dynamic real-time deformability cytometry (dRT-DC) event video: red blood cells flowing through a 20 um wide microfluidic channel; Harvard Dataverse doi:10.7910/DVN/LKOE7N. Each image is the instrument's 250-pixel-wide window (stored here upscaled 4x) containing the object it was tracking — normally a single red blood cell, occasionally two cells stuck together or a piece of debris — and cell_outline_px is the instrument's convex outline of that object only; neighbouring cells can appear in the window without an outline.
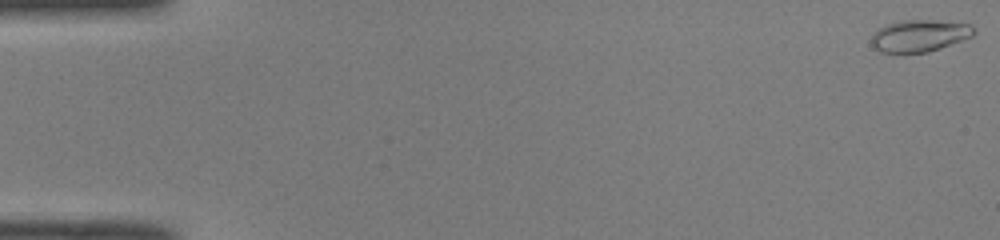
{"species": "common noctule bat (a hibernating species)", "species_latin": "Nyctalus noctula", "temperature_condition": "room temperature", "stored_images_in_passage": 50, "camera_frame_rate_fps": 3000, "um_per_image_px": 0.085, "animal": {"sex": "male", "body_mass_g": 19.0, "forearm_length_mm": 50.8}, "frame": {"image": 1, "passage_image": 1, "time_ms": 0.0, "image_size_px": [1000, 240], "cell_outline_px": [[976, 32], [972, 36], [940, 48], [928, 52], [880, 52], [872, 48], [872, 36], [880, 28], [888, 24], [904, 20], [932, 20], [968, 24]], "centroid_in_image_um": [78.14, 3.04], "position_along_channel_um": 6.9, "area_um2": 18.67}}
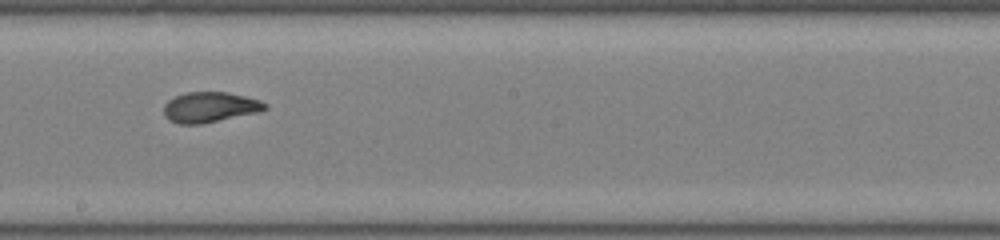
{"frame": {"image": 2, "passage_image": 29, "time_ms": 9.333, "image_size_px": [1000, 240], "cell_outline_px": [[268, 108], [256, 112], [200, 124], [176, 124], [168, 120], [164, 116], [164, 104], [168, 100], [176, 96], [188, 92], [228, 92], [260, 100], [268, 104]], "centroid_in_image_um": [17.8, 9.11], "position_along_channel_um": 230.4, "area_um2": 17.8}}
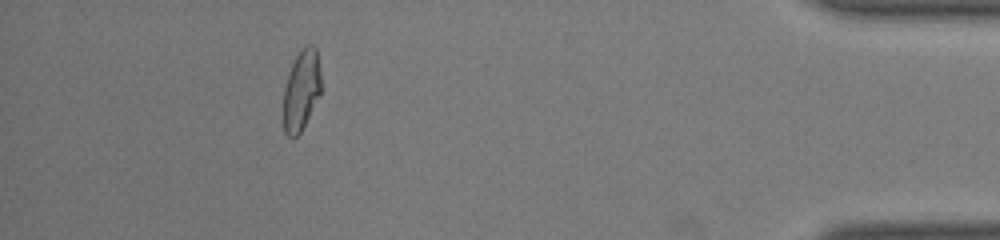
{"frame": {"image": 3, "passage_image": 46, "time_ms": 15.0, "image_size_px": [1000, 240], "cell_outline_px": [[320, 92], [300, 132], [292, 140], [284, 132], [284, 88], [288, 72], [296, 56], [304, 44], [312, 44], [316, 48], [320, 72]], "centroid_in_image_um": [25.59, 7.63], "position_along_channel_um": 409.6, "area_um2": 17.4}, "authors_computed_cell_mechanics": {"area_um2": 18.2937, "velocity_mm_per_s": 4.0879, "shape_relaxation_time_tau1_ms": 5.7562, "shape_relaxation_time_tau2_ms": 0.9486, "deformation_change_tau1": 0.2242, "deformation_change_tau2": 0.0625}}